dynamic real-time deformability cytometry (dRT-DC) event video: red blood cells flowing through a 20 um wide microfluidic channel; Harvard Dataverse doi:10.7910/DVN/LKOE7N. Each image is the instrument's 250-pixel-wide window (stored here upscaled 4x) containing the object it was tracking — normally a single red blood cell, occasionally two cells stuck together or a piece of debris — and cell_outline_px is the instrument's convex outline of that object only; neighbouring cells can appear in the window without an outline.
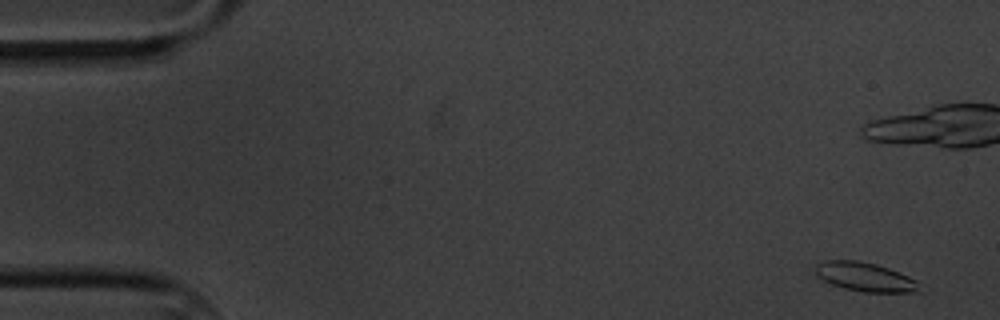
{"species": "common noctule bat (a hibernating species)", "species_latin": "Nyctalus noctula", "temperature_condition": "cold", "stored_images_in_passage": 13, "camera_frame_rate_fps": 3000, "um_per_image_px": 0.085, "animal": {"sex": "male", "body_mass_g": 20.1, "forearm_length_mm": 53.5}, "frame": {"image": 1, "passage_image": 1, "time_ms": 0.0, "image_size_px": [1000, 320], "cell_outline_px": [[920, 292], [864, 292], [844, 288], [832, 284], [816, 276], [816, 264], [824, 260], [860, 260], [876, 264], [888, 268], [908, 276], [916, 280]], "centroid_in_image_um": [73.5, 23.53], "position_along_channel_um": 11.5, "area_um2": 17.46}}
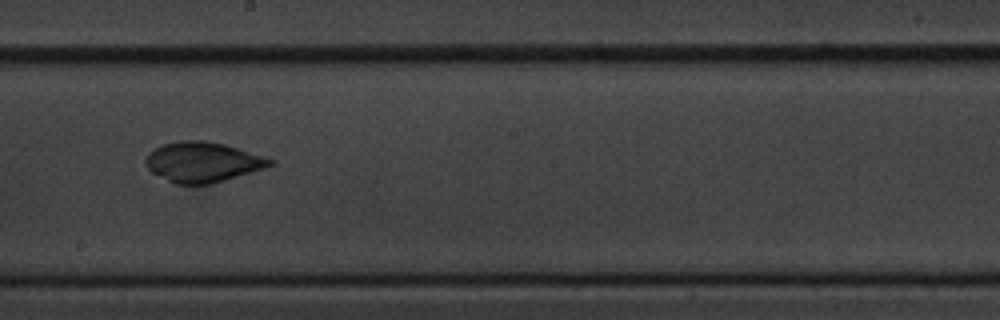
{"frame": {"image": 2, "passage_image": 10, "time_ms": 11.333, "image_size_px": [1000, 320], "cell_outline_px": [[276, 160], [272, 164], [264, 168], [212, 184], [176, 184], [152, 172], [144, 164], [144, 160], [148, 152], [152, 148], [160, 144], [180, 140], [208, 140], [224, 144], [264, 156]], "centroid_in_image_um": [17.18, 13.75], "position_along_channel_um": 231.0, "area_um2": 29.25}}
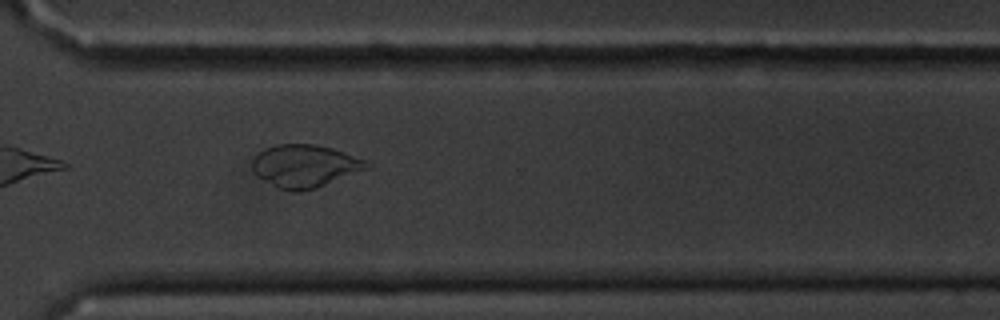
{"frame": {"image": 3, "passage_image": 13, "time_ms": 14.667, "image_size_px": [1000, 320], "cell_outline_px": [[372, 168], [316, 188], [300, 192], [292, 192], [280, 188], [260, 176], [252, 168], [252, 160], [264, 148], [276, 144], [316, 144], [332, 148], [344, 152], [364, 160], [372, 164]], "centroid_in_image_um": [25.98, 14.1], "position_along_channel_um": 344.6, "area_um2": 28.38}}